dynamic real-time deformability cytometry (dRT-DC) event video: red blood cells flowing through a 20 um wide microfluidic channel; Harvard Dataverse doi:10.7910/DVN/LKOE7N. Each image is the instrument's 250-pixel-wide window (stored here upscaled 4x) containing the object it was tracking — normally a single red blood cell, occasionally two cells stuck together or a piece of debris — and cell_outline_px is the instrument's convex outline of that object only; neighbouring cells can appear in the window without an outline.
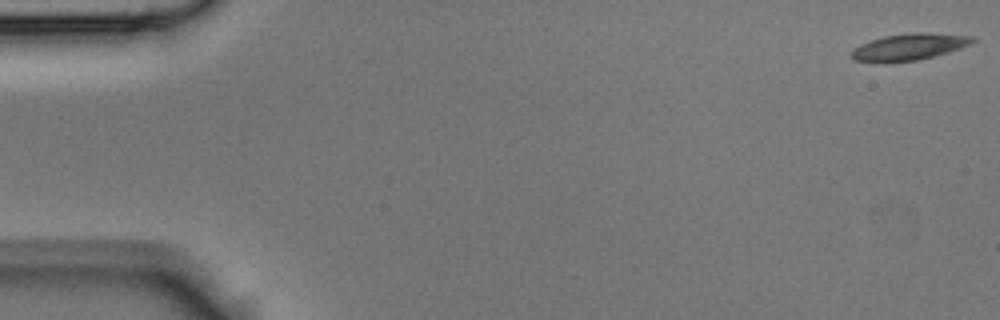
{"species": "Egyptian fruit bat (a non-hibernating species)", "species_latin": "Rousettus aegyptiacus", "temperature_condition": "room temperature", "stored_images_in_passage": 41, "camera_frame_rate_fps": 3000, "um_per_image_px": 0.085, "animal": {"sex": "male"}, "frame": {"image": 1, "passage_image": 1, "time_ms": 0.0, "image_size_px": [1000, 320], "cell_outline_px": [[976, 40], [972, 44], [948, 52], [916, 60], [884, 64], [876, 64], [852, 60], [852, 52], [860, 44], [884, 36], [908, 32], [932, 32], [972, 36]], "centroid_in_image_um": [77.26, 4.0], "position_along_channel_um": 7.7, "area_um2": 19.19}}
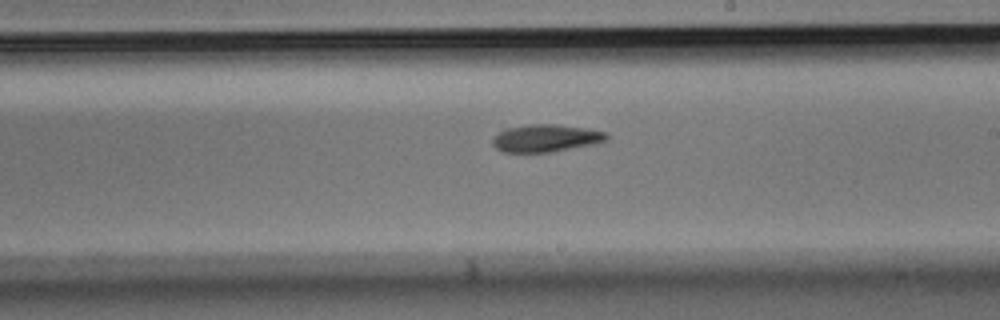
{"frame": {"image": 2, "passage_image": 25, "time_ms": 8.0, "image_size_px": [1000, 320], "cell_outline_px": [[608, 140], [596, 144], [552, 152], [504, 152], [496, 148], [492, 144], [492, 140], [500, 132], [508, 128], [528, 124], [556, 124], [588, 128], [604, 132], [608, 136]], "centroid_in_image_um": [46.44, 11.75], "position_along_channel_um": 242.6, "area_um2": 18.26}}
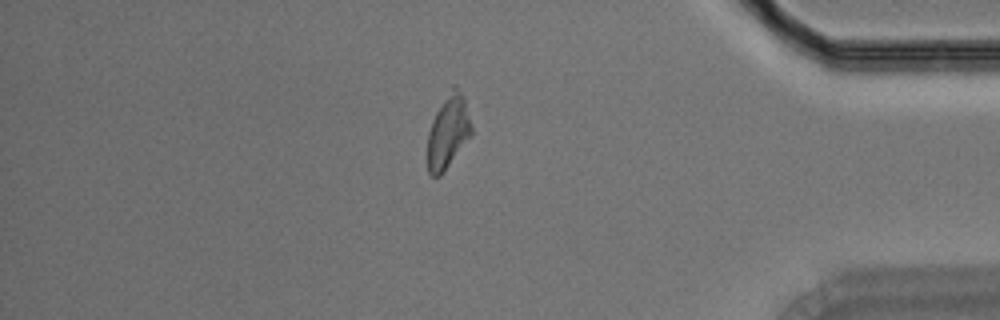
{"frame": {"image": 3, "passage_image": 37, "time_ms": 12.0, "image_size_px": [1000, 320], "cell_outline_px": [[472, 136], [444, 172], [440, 176], [432, 176], [428, 172], [428, 132], [432, 120], [436, 112], [452, 84], [456, 84], [464, 100], [472, 128]], "centroid_in_image_um": [38.09, 11.22], "position_along_channel_um": 397.1, "area_um2": 18.73}}